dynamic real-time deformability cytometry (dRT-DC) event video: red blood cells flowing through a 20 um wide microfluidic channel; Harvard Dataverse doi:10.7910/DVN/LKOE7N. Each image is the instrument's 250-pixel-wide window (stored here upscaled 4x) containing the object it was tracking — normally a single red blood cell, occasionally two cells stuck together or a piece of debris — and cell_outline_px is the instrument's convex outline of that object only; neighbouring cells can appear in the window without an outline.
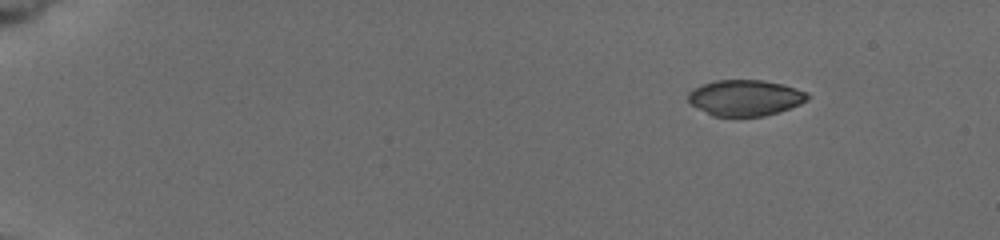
{"species": "common noctule bat (a hibernating species)", "species_latin": "Nyctalus noctula", "temperature_condition": "cold", "stored_images_in_passage": 5, "camera_frame_rate_fps": 3000, "um_per_image_px": 0.085, "animal": {"sex": "female", "body_mass_g": 19.5, "forearm_length_mm": 54.1}, "frame": {"image": 1, "passage_image": 1, "time_ms": 0.0, "image_size_px": [1000, 240], "cell_outline_px": [[808, 100], [800, 104], [764, 116], [712, 116], [692, 104], [688, 100], [688, 92], [692, 88], [716, 80], [760, 80], [784, 84], [808, 92]], "centroid_in_image_um": [63.34, 8.3], "position_along_channel_um": 21.7, "area_um2": 24.85}}
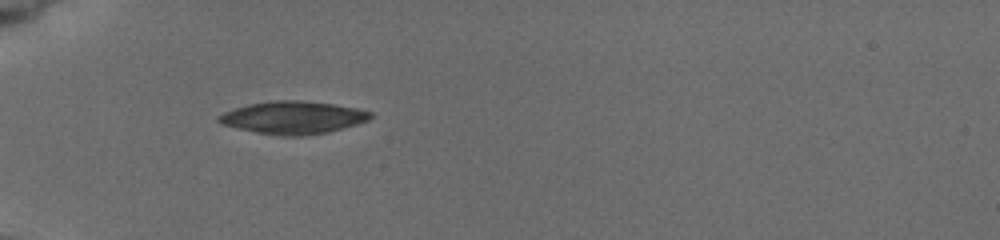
{"frame": {"image": 2, "passage_image": 4, "time_ms": 4.0, "image_size_px": [1000, 240], "cell_outline_px": [[372, 116], [368, 120], [356, 124], [328, 132], [304, 136], [280, 136], [256, 132], [236, 128], [220, 124], [216, 120], [216, 116], [224, 112], [248, 104], [272, 100], [300, 100], [332, 104], [356, 108], [372, 112]], "centroid_in_image_um": [24.86, 9.99], "position_along_channel_um": 60.1, "area_um2": 28.9}}